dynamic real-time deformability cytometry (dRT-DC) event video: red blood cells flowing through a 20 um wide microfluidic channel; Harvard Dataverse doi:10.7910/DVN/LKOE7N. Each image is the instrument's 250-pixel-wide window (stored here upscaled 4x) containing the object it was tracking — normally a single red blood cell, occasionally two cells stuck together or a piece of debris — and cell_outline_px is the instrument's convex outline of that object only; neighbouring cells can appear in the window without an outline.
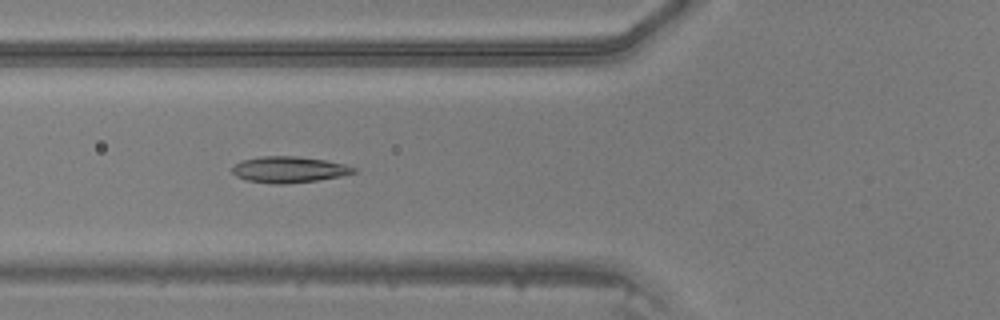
{"species": "common noctule bat (a hibernating species)", "species_latin": "Nyctalus noctula", "temperature_condition": "warm", "stored_images_in_passage": 43, "camera_frame_rate_fps": 3000, "um_per_image_px": 0.085, "animal": {"sex": "male", "body_mass_g": 20.5, "forearm_length_mm": 52.5}, "frame": {"image": 1, "passage_image": 14, "time_ms": 4.333, "image_size_px": [1000, 320], "cell_outline_px": [[356, 172], [340, 176], [316, 180], [284, 184], [276, 184], [244, 180], [236, 176], [232, 172], [232, 168], [236, 164], [244, 160], [260, 156], [296, 156], [324, 160], [344, 164], [356, 168]], "centroid_in_image_um": [24.54, 14.41], "position_along_channel_um": 101.3, "area_um2": 18.32}}
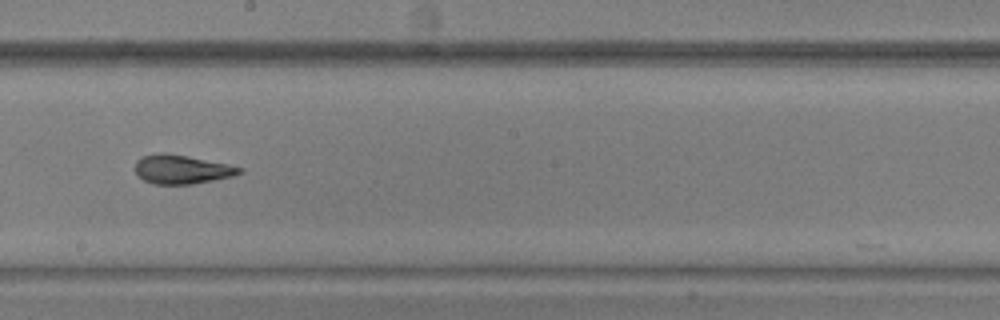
{"frame": {"image": 2, "passage_image": 23, "time_ms": 7.333, "image_size_px": [1000, 320], "cell_outline_px": [[244, 172], [232, 176], [192, 184], [152, 184], [144, 180], [136, 172], [136, 160], [144, 156], [188, 156], [228, 164], [244, 168]], "centroid_in_image_um": [15.53, 14.44], "position_along_channel_um": 232.7, "area_um2": 16.82}}
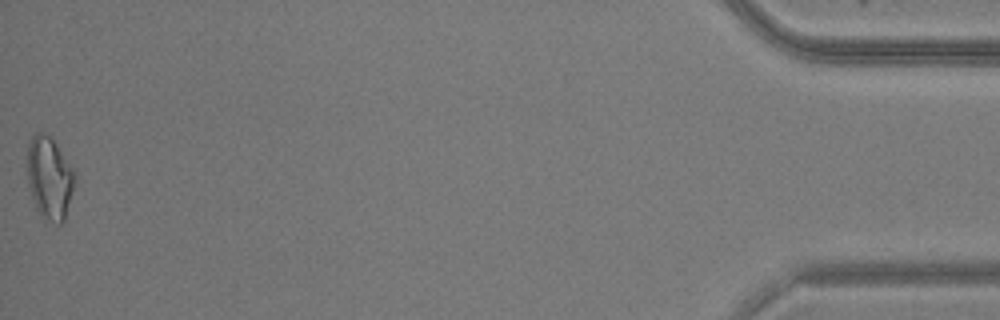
{"frame": {"image": 3, "passage_image": 43, "time_ms": 14.0, "image_size_px": [1000, 320], "cell_outline_px": [[76, 180], [64, 220], [60, 224], [56, 224], [48, 220], [36, 208], [28, 184], [28, 140], [36, 132], [44, 132], [56, 144], [76, 168]], "centroid_in_image_um": [4.24, 15.09], "position_along_channel_um": 431.0, "area_um2": 22.95}}